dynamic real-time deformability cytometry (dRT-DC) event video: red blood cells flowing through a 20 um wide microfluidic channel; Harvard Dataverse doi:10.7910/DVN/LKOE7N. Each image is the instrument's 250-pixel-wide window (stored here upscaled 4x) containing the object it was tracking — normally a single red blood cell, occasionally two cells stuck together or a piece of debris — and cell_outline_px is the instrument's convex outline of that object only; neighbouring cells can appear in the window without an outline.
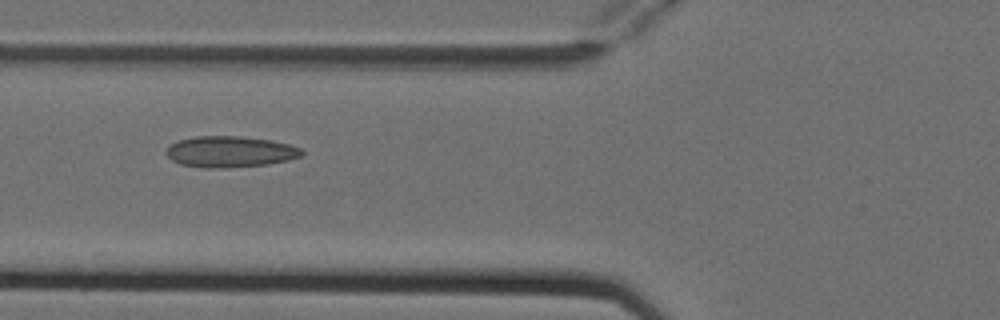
{"species": "Egyptian fruit bat (a non-hibernating species)", "species_latin": "Rousettus aegyptiacus", "temperature_condition": "cold", "stored_images_in_passage": 6, "camera_frame_rate_fps": 3000, "um_per_image_px": 0.085, "animal": {"sex": "female"}, "frame": {"image": 1, "passage_image": 5, "time_ms": 1.333, "image_size_px": [1000, 320], "cell_outline_px": [[304, 152], [300, 156], [288, 160], [268, 164], [224, 168], [208, 168], [180, 164], [172, 160], [164, 152], [172, 144], [180, 140], [196, 136], [240, 136], [272, 140], [288, 144], [300, 148]], "centroid_in_image_um": [19.56, 12.89], "position_along_channel_um": 106.2, "area_um2": 24.45}}
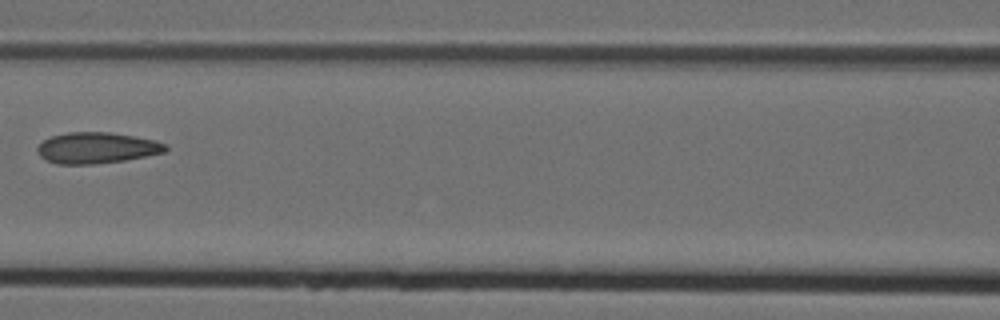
{"frame": {"image": 2, "passage_image": 6, "time_ms": 1.667, "image_size_px": [1000, 320], "cell_outline_px": [[168, 148], [164, 152], [124, 160], [96, 164], [56, 164], [44, 160], [36, 152], [36, 148], [44, 140], [52, 136], [68, 132], [108, 132], [136, 136], [168, 144]], "centroid_in_image_um": [8.19, 12.57], "position_along_channel_um": 158.4, "area_um2": 23.24}}